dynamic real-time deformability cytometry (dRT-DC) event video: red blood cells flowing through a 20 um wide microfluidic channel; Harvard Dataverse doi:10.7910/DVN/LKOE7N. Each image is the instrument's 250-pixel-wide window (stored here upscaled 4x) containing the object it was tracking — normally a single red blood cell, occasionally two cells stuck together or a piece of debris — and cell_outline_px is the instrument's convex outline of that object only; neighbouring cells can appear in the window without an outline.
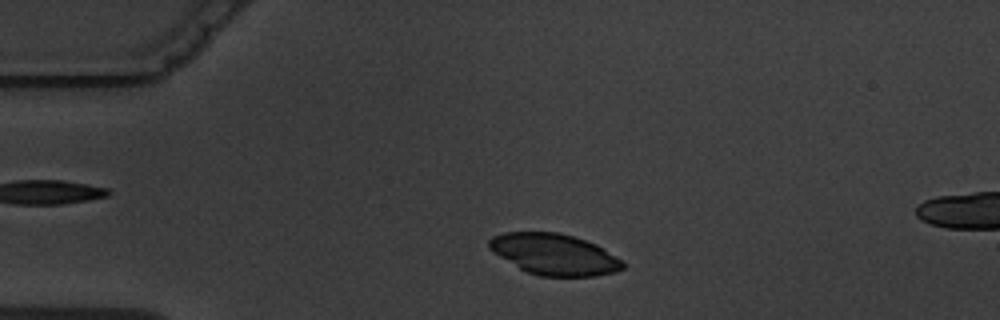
{"species": "common noctule bat (a hibernating species)", "species_latin": "Nyctalus noctula", "temperature_condition": "warm", "stored_images_in_passage": 3, "camera_frame_rate_fps": 3000, "um_per_image_px": 0.085, "animal": {"sex": "male", "body_mass_g": 19.5, "forearm_length_mm": 54.6}, "frame": {"image": 1, "passage_image": 1, "time_ms": 0.0, "image_size_px": [1000, 320], "cell_outline_px": [[624, 268], [616, 272], [596, 276], [540, 276], [528, 272], [520, 268], [500, 256], [488, 248], [488, 240], [492, 236], [504, 232], [556, 232], [572, 236], [596, 244], [624, 260]], "centroid_in_image_um": [47.14, 21.62], "position_along_channel_um": 37.9, "area_um2": 31.96}}